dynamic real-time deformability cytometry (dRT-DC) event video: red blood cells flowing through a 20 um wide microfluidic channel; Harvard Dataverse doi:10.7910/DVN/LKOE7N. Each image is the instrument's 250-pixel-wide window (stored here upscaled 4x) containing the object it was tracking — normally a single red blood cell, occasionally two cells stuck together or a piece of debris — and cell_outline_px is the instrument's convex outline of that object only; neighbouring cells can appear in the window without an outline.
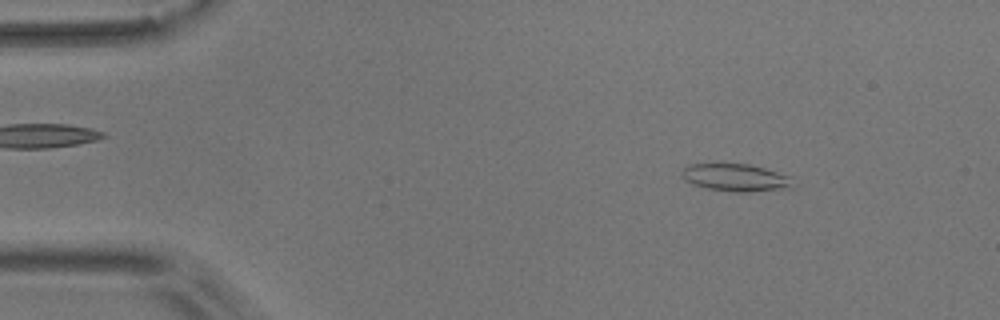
{"species": "common noctule bat (a hibernating species)", "species_latin": "Nyctalus noctula", "temperature_condition": "room temperature", "stored_images_in_passage": 5, "camera_frame_rate_fps": 3000, "um_per_image_px": 0.085, "animal": {"sex": "male", "body_mass_g": 17.9}, "frame": {"image": 1, "passage_image": 2, "time_ms": 1.333, "image_size_px": [1000, 320], "cell_outline_px": [[792, 188], [744, 192], [732, 192], [708, 188], [692, 184], [684, 180], [680, 176], [680, 172], [688, 164], [748, 164], [764, 168], [792, 176]], "centroid_in_image_um": [62.51, 15.09], "position_along_channel_um": 22.5, "area_um2": 17.86}}